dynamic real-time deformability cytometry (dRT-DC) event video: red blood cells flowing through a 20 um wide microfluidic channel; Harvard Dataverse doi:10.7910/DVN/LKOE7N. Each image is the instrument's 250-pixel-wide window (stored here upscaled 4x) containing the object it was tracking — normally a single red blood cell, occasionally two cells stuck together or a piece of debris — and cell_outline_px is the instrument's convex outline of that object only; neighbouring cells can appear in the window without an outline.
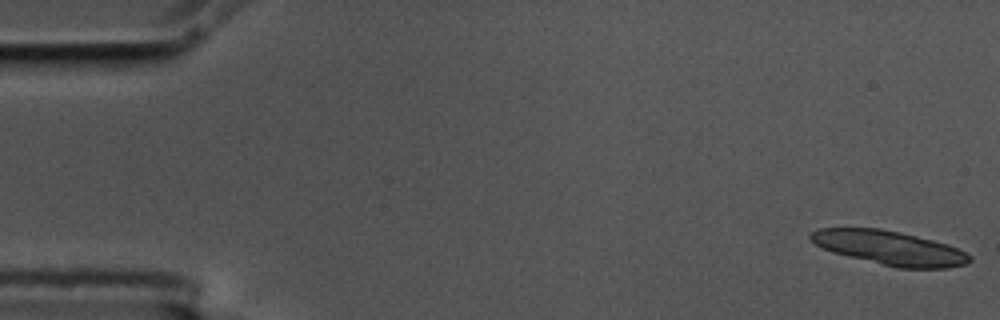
{"species": "common noctule bat (a hibernating species)", "species_latin": "Nyctalus noctula", "temperature_condition": "cold", "stored_images_in_passage": 13, "camera_frame_rate_fps": 3000, "um_per_image_px": 0.085, "animal": {"sex": "male", "body_mass_g": 17.5, "forearm_length_mm": 52.3}, "frame": {"image": 1, "passage_image": 1, "time_ms": 0.0, "image_size_px": [1000, 320], "cell_outline_px": [[972, 260], [964, 264], [948, 268], [900, 268], [848, 256], [832, 252], [808, 240], [808, 232], [820, 228], [880, 228], [900, 232], [948, 244], [972, 256]], "centroid_in_image_um": [75.57, 21.06], "position_along_channel_um": 9.4, "area_um2": 31.39}}